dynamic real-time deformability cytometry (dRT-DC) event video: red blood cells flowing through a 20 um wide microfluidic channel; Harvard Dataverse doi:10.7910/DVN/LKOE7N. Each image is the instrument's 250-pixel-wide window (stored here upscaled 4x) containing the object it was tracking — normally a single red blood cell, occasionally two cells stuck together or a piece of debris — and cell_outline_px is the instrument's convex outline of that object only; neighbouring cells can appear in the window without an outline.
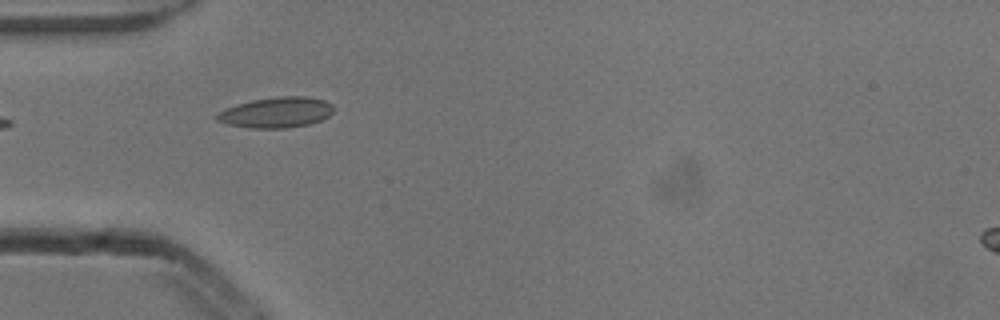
{"species": "common noctule bat (a hibernating species)", "species_latin": "Nyctalus noctula", "temperature_condition": "cold", "stored_images_in_passage": 6, "camera_frame_rate_fps": 3000, "um_per_image_px": 0.085, "animal": {"sex": "male", "body_mass_g": 13.3}, "frame": {"image": 1, "passage_image": 5, "time_ms": 1.333, "image_size_px": [1000, 320], "cell_outline_px": [[332, 112], [328, 116], [320, 120], [308, 124], [288, 128], [252, 128], [228, 124], [216, 120], [216, 116], [224, 108], [252, 100], [276, 96], [308, 96], [324, 100], [332, 104]], "centroid_in_image_um": [23.49, 9.55], "position_along_channel_um": 61.5, "area_um2": 20.69}}
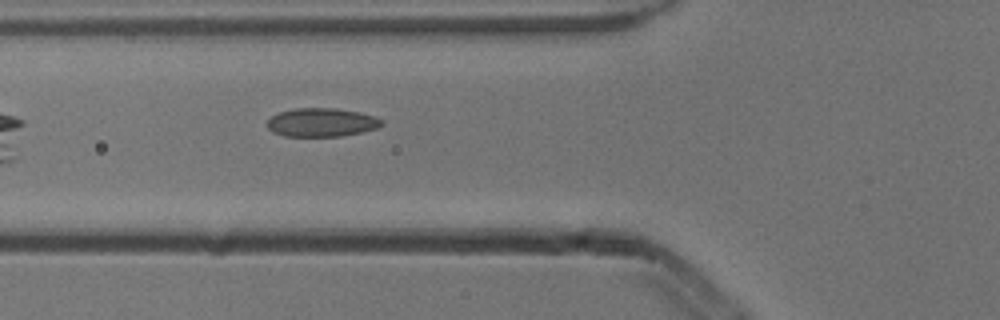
{"frame": {"image": 2, "passage_image": 6, "time_ms": 1.667, "image_size_px": [1000, 320], "cell_outline_px": [[384, 124], [380, 128], [364, 132], [340, 136], [284, 136], [272, 132], [268, 128], [268, 120], [272, 116], [280, 112], [296, 108], [336, 108], [360, 112], [376, 116], [384, 120]], "centroid_in_image_um": [27.41, 10.4], "position_along_channel_um": 98.4, "area_um2": 19.31}}